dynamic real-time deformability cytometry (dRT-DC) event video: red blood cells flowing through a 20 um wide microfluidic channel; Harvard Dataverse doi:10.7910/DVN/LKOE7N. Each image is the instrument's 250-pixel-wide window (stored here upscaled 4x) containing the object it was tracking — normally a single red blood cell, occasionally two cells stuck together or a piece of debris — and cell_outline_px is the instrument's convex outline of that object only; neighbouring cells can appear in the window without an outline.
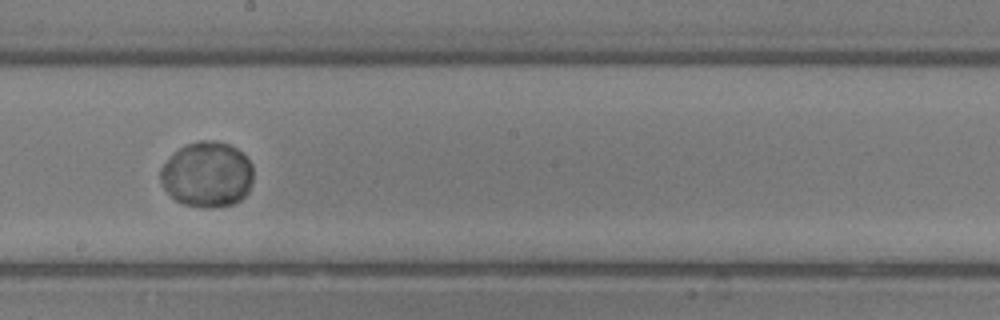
{"species": "common noctule bat (a hibernating species)", "species_latin": "Nyctalus noctula", "temperature_condition": "room temperature", "stored_images_in_passage": 51, "camera_frame_rate_fps": 3000, "um_per_image_px": 0.085, "animal": {"sex": "male", "body_mass_g": 13.3}, "frame": {"image": 1, "passage_image": 29, "time_ms": 9.333, "image_size_px": [1000, 320], "cell_outline_px": [[252, 180], [248, 192], [240, 200], [232, 204], [212, 208], [204, 208], [184, 204], [176, 200], [164, 188], [160, 180], [160, 168], [180, 148], [188, 144], [200, 140], [212, 140], [228, 144], [236, 148], [252, 164]], "centroid_in_image_um": [17.61, 14.84], "position_along_channel_um": 230.6, "area_um2": 35.14}}
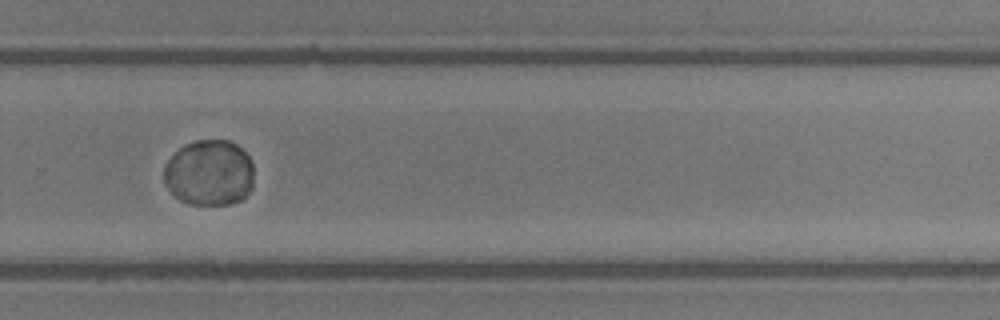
{"frame": {"image": 2, "passage_image": 35, "time_ms": 11.333, "image_size_px": [1000, 320], "cell_outline_px": [[252, 188], [240, 200], [228, 204], [188, 204], [180, 200], [168, 188], [164, 180], [164, 168], [168, 160], [184, 144], [196, 140], [228, 140], [236, 144], [252, 160]], "centroid_in_image_um": [17.79, 14.68], "position_along_channel_um": 312.0, "area_um2": 34.33}}